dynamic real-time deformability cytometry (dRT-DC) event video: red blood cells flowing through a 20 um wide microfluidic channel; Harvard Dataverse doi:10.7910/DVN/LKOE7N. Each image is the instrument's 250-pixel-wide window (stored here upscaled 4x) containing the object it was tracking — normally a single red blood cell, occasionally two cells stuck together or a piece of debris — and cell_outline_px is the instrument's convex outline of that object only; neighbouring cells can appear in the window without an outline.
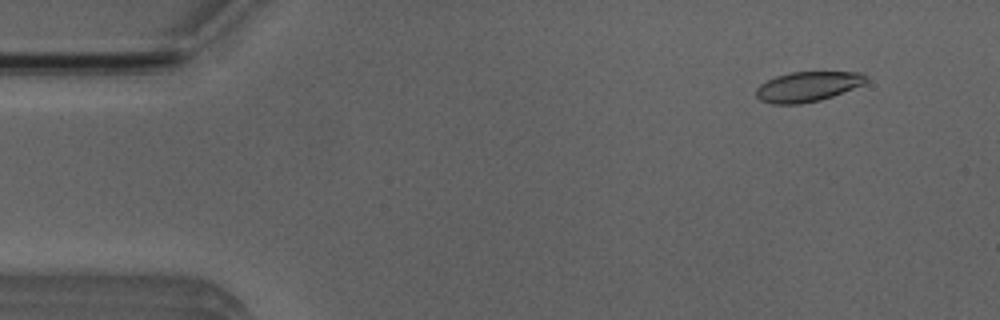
{"species": "Egyptian fruit bat (a non-hibernating species)", "species_latin": "Rousettus aegyptiacus", "temperature_condition": "room temperature", "stored_images_in_passage": 4, "camera_frame_rate_fps": 3000, "um_per_image_px": 0.085, "animal": {"sex": "male"}, "frame": {"image": 1, "passage_image": 2, "time_ms": 1.0, "image_size_px": [1000, 320], "cell_outline_px": [[868, 80], [864, 84], [832, 96], [820, 100], [800, 104], [772, 104], [760, 100], [756, 96], [756, 88], [760, 84], [776, 76], [792, 72], [864, 72]], "centroid_in_image_um": [68.65, 7.36], "position_along_channel_um": 16.4, "area_um2": 19.19}}
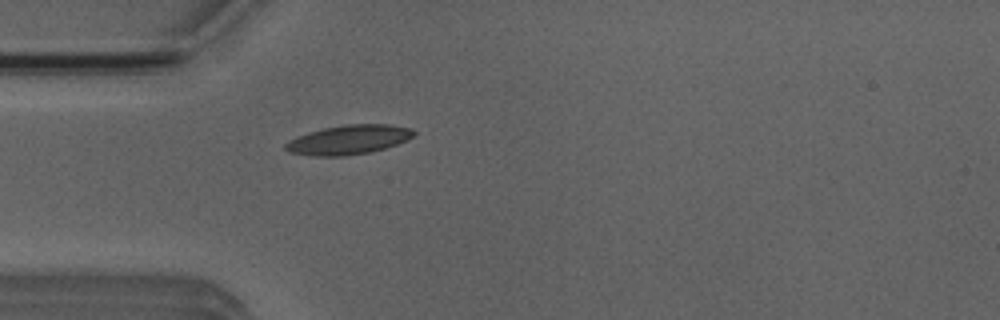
{"frame": {"image": 2, "passage_image": 4, "time_ms": 4.333, "image_size_px": [1000, 320], "cell_outline_px": [[416, 132], [408, 140], [384, 148], [368, 152], [344, 156], [312, 156], [288, 152], [284, 148], [284, 144], [288, 140], [296, 136], [308, 132], [324, 128], [348, 124], [388, 124], [408, 128]], "centroid_in_image_um": [29.57, 11.88], "position_along_channel_um": 55.4, "area_um2": 21.85}}